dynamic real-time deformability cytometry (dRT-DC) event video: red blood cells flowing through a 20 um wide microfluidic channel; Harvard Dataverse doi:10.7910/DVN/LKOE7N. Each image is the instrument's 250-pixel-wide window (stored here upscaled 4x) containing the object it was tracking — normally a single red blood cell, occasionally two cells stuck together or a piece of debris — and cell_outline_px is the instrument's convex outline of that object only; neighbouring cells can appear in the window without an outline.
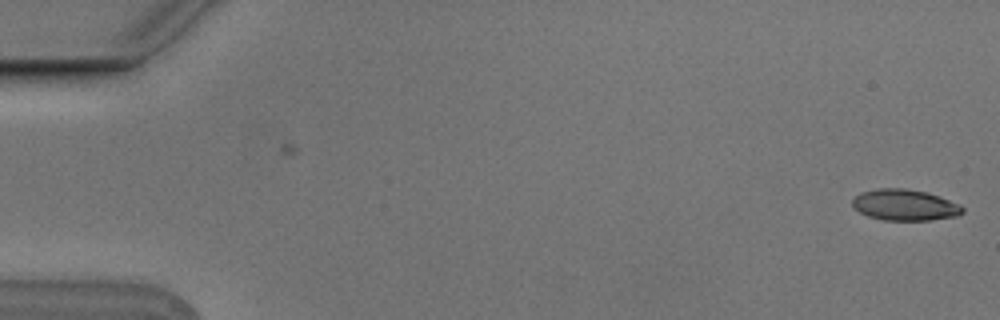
{"species": "Egyptian fruit bat (a non-hibernating species)", "species_latin": "Rousettus aegyptiacus", "temperature_condition": "cold", "stored_images_in_passage": 9, "camera_frame_rate_fps": 3000, "um_per_image_px": 0.085, "animal": {"sex": "male"}, "frame": {"image": 1, "passage_image": 1, "time_ms": 0.0, "image_size_px": [1000, 320], "cell_outline_px": [[964, 212], [956, 216], [932, 220], [884, 220], [868, 216], [860, 212], [852, 204], [852, 200], [860, 192], [876, 188], [904, 188], [928, 192], [940, 196], [960, 204], [964, 208]], "centroid_in_image_um": [76.93, 17.41], "position_along_channel_um": 8.1, "area_um2": 20.11}}
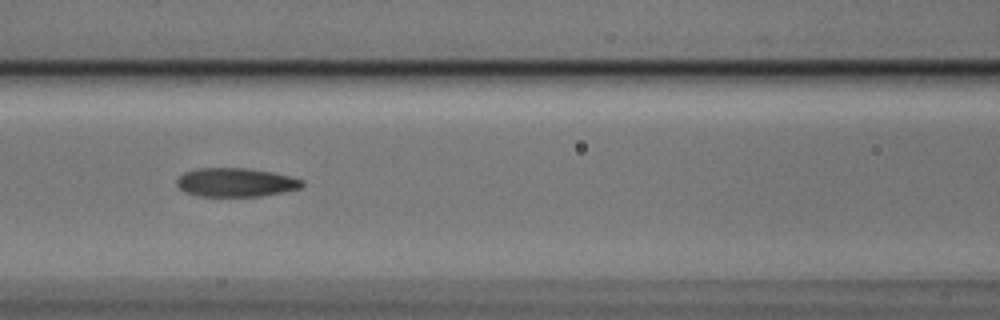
{"frame": {"image": 2, "passage_image": 7, "time_ms": 2.0, "image_size_px": [1000, 320], "cell_outline_px": [[304, 184], [300, 188], [284, 192], [260, 196], [200, 196], [184, 192], [176, 184], [176, 180], [184, 172], [200, 168], [248, 168], [272, 172], [304, 180]], "centroid_in_image_um": [20.04, 15.5], "position_along_channel_um": 146.6, "area_um2": 20.98}}
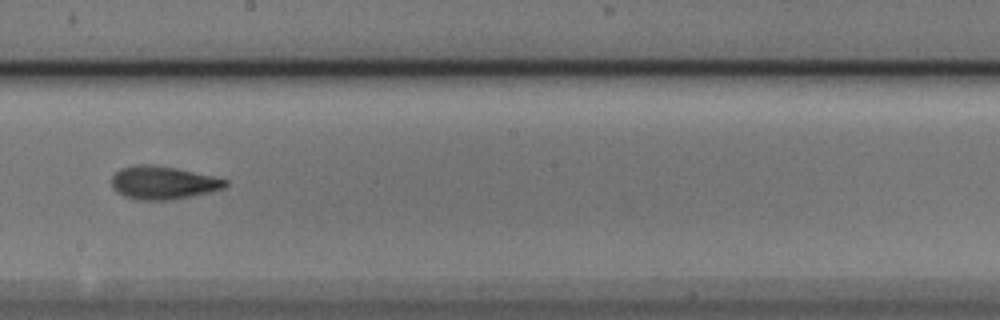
{"frame": {"image": 3, "passage_image": 9, "time_ms": 2.667, "image_size_px": [1000, 320], "cell_outline_px": [[228, 184], [224, 188], [192, 196], [172, 200], [136, 200], [124, 196], [116, 192], [112, 184], [112, 176], [120, 168], [136, 164], [152, 164], [176, 168], [212, 176], [228, 180]], "centroid_in_image_um": [13.83, 15.53], "position_along_channel_um": 234.4, "area_um2": 22.02}}